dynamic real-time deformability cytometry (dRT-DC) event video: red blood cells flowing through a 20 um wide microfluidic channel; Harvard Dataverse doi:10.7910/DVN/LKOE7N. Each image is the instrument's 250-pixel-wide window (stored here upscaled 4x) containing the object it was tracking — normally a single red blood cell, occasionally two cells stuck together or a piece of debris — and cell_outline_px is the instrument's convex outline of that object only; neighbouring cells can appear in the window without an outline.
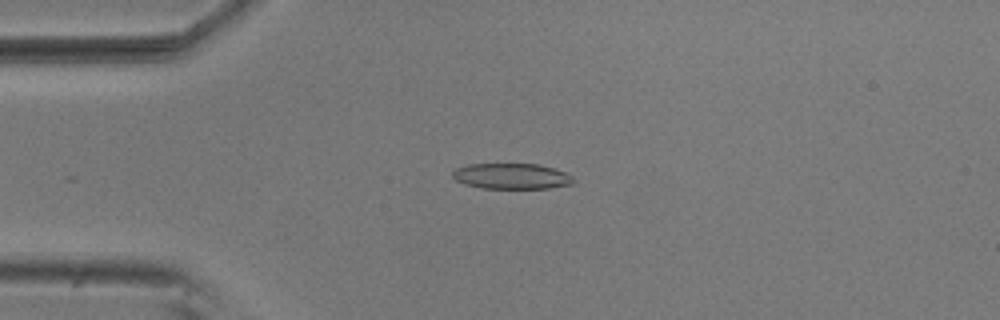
{"species": "common noctule bat (a hibernating species)", "species_latin": "Nyctalus noctula", "temperature_condition": "room temperature", "stored_images_in_passage": 4, "camera_frame_rate_fps": 3000, "um_per_image_px": 0.085, "animal": {"sex": "male", "body_mass_g": 20.5, "forearm_length_mm": 52.5}, "frame": {"image": 1, "passage_image": 4, "time_ms": 1.0, "image_size_px": [1000, 320], "cell_outline_px": [[576, 180], [572, 184], [548, 188], [480, 188], [464, 184], [456, 180], [452, 176], [452, 172], [456, 168], [468, 164], [540, 164], [564, 172], [572, 176]], "centroid_in_image_um": [43.47, 14.97], "position_along_channel_um": 41.5, "area_um2": 18.09}}